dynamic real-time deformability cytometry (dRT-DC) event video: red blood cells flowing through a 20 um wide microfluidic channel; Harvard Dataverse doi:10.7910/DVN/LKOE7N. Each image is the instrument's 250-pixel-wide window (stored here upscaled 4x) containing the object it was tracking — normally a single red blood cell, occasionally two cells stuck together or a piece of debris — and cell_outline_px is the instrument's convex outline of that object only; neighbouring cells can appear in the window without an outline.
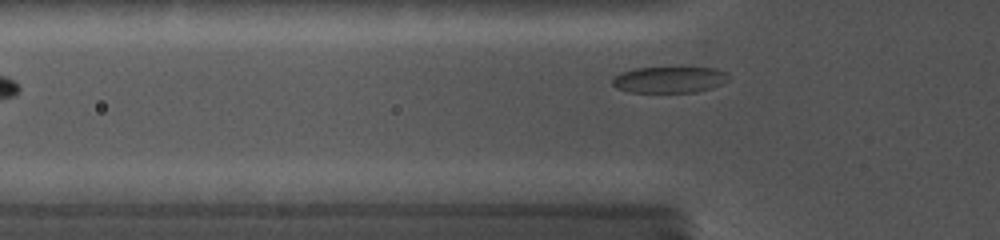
{"species": "common noctule bat (a hibernating species)", "species_latin": "Nyctalus noctula", "temperature_condition": "cold", "stored_images_in_passage": 40, "camera_frame_rate_fps": 5000, "um_per_image_px": 0.085, "animal": {"sex": "female", "body_mass_g": 19.0, "forearm_length_mm": 56.7}, "frame": {"image": 1, "passage_image": 4, "time_ms": 0.6, "image_size_px": [1000, 240], "cell_outline_px": [[728, 80], [720, 84], [708, 88], [692, 92], [632, 92], [616, 88], [612, 84], [612, 80], [620, 72], [636, 68], [716, 68], [728, 72]], "centroid_in_image_um": [56.88, 6.76], "position_along_channel_um": 68.9, "area_um2": 17.51}}
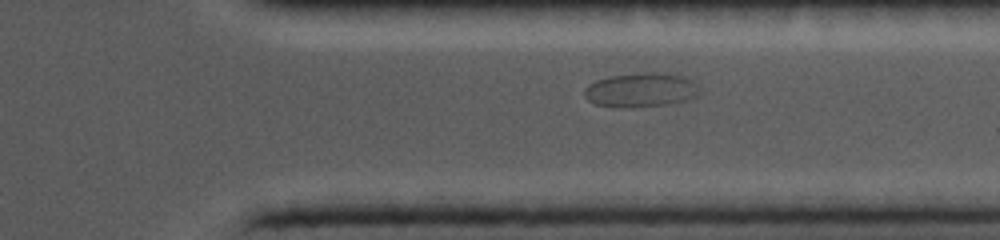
{"frame": {"image": 2, "passage_image": 26, "time_ms": 8.6, "image_size_px": [1000, 240], "cell_outline_px": [[700, 92], [696, 96], [684, 100], [668, 104], [632, 108], [628, 108], [596, 104], [588, 100], [584, 96], [584, 92], [588, 84], [596, 80], [608, 76], [636, 72], [664, 72], [680, 76], [692, 80]], "centroid_in_image_um": [54.44, 7.63], "position_along_channel_um": 357.0, "area_um2": 23.06}}
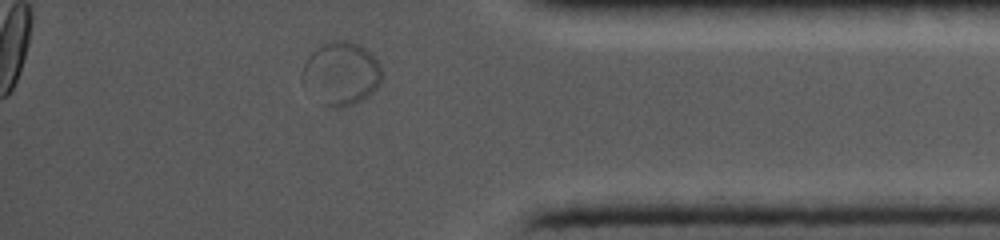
{"frame": {"image": 3, "passage_image": 34, "time_ms": 10.2, "image_size_px": [1000, 240], "cell_outline_px": [[380, 80], [376, 88], [368, 96], [352, 104], [336, 108], [328, 104], [300, 76], [304, 64], [308, 56], [320, 44], [332, 40], [348, 40], [360, 44], [380, 64]], "centroid_in_image_um": [29.03, 6.16], "position_along_channel_um": 406.2, "area_um2": 28.09}}